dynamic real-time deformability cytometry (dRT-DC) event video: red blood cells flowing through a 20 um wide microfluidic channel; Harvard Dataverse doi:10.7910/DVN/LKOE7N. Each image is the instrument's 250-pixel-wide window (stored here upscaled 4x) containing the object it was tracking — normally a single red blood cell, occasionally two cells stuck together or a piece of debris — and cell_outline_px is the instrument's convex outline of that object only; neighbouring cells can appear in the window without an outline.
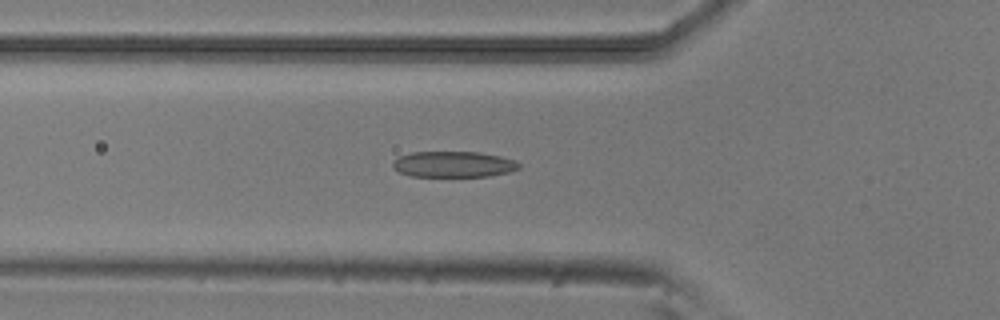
{"species": "common noctule bat (a hibernating species)", "species_latin": "Nyctalus noctula", "temperature_condition": "room temperature", "stored_images_in_passage": 49, "camera_frame_rate_fps": 3000, "um_per_image_px": 0.085, "animal": {"sex": "male", "body_mass_g": 20.5, "forearm_length_mm": 52.5}, "frame": {"image": 1, "passage_image": 18, "time_ms": 5.667, "image_size_px": [1000, 320], "cell_outline_px": [[520, 168], [508, 172], [488, 176], [412, 176], [400, 172], [392, 168], [392, 164], [400, 156], [412, 152], [480, 152], [500, 156], [516, 160], [520, 164]], "centroid_in_image_um": [38.57, 13.96], "position_along_channel_um": 87.2, "area_um2": 18.96}}
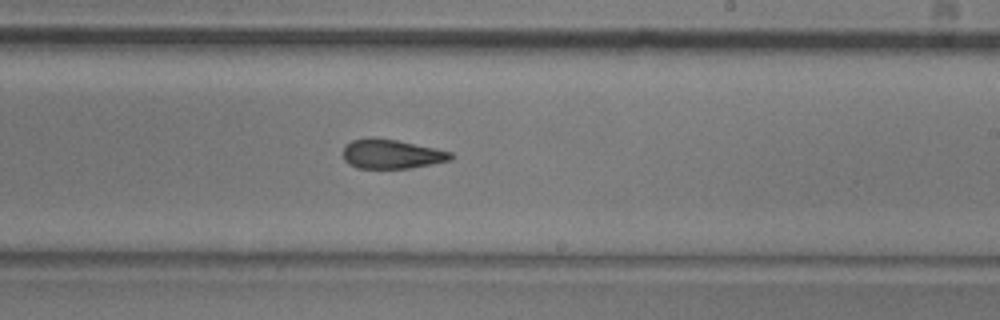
{"frame": {"image": 2, "passage_image": 31, "time_ms": 10.0, "image_size_px": [1000, 320], "cell_outline_px": [[452, 160], [432, 164], [408, 168], [356, 168], [348, 164], [344, 160], [344, 144], [352, 140], [396, 140], [452, 152]], "centroid_in_image_um": [33.29, 13.13], "position_along_channel_um": 255.7, "area_um2": 17.8}}
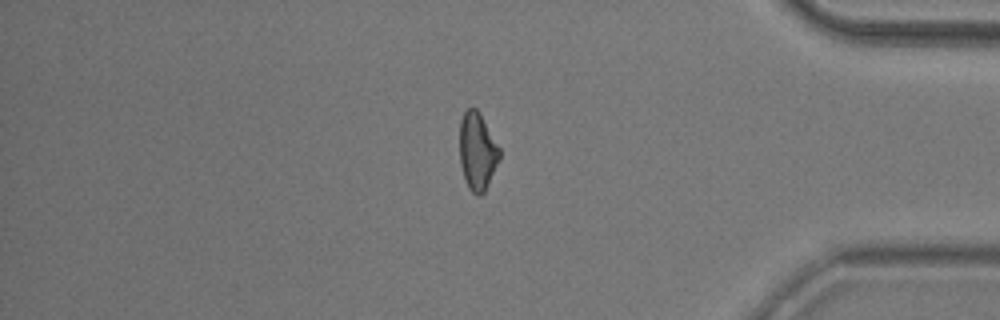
{"frame": {"image": 3, "passage_image": 44, "time_ms": 14.333, "image_size_px": [1000, 320], "cell_outline_px": [[500, 160], [484, 192], [480, 196], [476, 196], [468, 188], [464, 180], [460, 164], [460, 120], [464, 112], [468, 108], [476, 108], [480, 112], [500, 148]], "centroid_in_image_um": [40.57, 12.88], "position_along_channel_um": 394.6, "area_um2": 18.26}}